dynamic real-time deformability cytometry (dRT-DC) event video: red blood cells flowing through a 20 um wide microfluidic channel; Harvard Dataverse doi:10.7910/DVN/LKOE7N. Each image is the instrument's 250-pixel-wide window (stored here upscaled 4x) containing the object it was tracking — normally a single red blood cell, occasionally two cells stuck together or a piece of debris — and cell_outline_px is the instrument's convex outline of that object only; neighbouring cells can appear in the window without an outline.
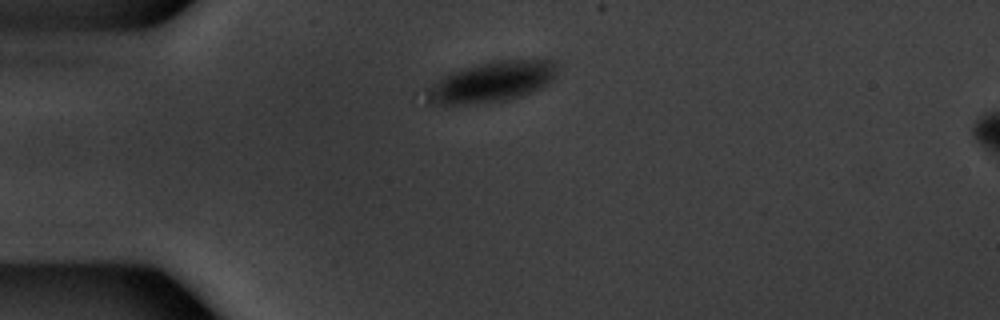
{"species": "common noctule bat (a hibernating species)", "species_latin": "Nyctalus noctula", "temperature_condition": "warm", "stored_images_in_passage": 2, "camera_frame_rate_fps": 3000, "um_per_image_px": 0.085, "animal": {"sex": "male", "body_mass_g": 20.1, "forearm_length_mm": 53.5}, "frame": {"image": 1, "passage_image": 2, "time_ms": 0.333, "image_size_px": [1000, 320], "cell_outline_px": [[560, 64], [556, 76], [548, 84], [532, 92], [508, 100], [464, 104], [412, 104], [408, 100], [408, 96], [412, 92], [440, 76], [448, 72], [476, 64], [496, 60], [556, 60]], "centroid_in_image_um": [41.4, 7.01], "position_along_channel_um": 43.6, "area_um2": 33.41}}